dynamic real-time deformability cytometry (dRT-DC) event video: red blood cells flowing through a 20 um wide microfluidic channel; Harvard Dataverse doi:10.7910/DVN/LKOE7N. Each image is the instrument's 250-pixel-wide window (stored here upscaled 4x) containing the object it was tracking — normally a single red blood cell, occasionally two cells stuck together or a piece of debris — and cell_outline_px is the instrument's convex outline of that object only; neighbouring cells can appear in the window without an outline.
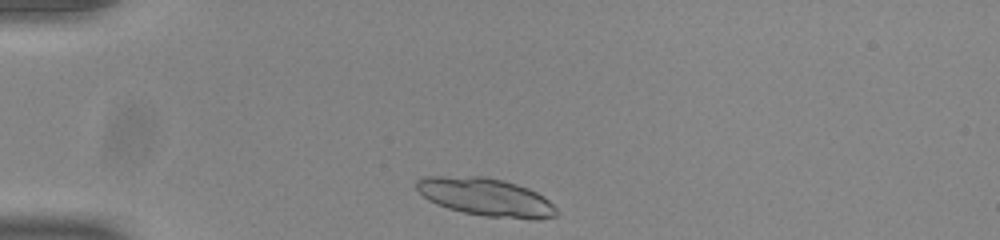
{"species": "common noctule bat (a hibernating species)", "species_latin": "Nyctalus noctula", "temperature_condition": "room temperature", "stored_images_in_passage": 40, "camera_frame_rate_fps": 3000, "um_per_image_px": 0.085, "animal": {"sex": "male", "body_mass_g": 20.0, "forearm_length_mm": 53.3}, "frame": {"image": 1, "passage_image": 1, "time_ms": 0.0, "image_size_px": [1000, 240], "cell_outline_px": [[560, 212], [556, 216], [540, 220], [532, 220], [484, 216], [464, 212], [448, 208], [436, 204], [428, 200], [416, 188], [416, 180], [420, 176], [484, 176], [504, 180], [528, 188], [544, 196]], "centroid_in_image_um": [41.32, 16.75], "position_along_channel_um": 43.7, "area_um2": 31.33}}